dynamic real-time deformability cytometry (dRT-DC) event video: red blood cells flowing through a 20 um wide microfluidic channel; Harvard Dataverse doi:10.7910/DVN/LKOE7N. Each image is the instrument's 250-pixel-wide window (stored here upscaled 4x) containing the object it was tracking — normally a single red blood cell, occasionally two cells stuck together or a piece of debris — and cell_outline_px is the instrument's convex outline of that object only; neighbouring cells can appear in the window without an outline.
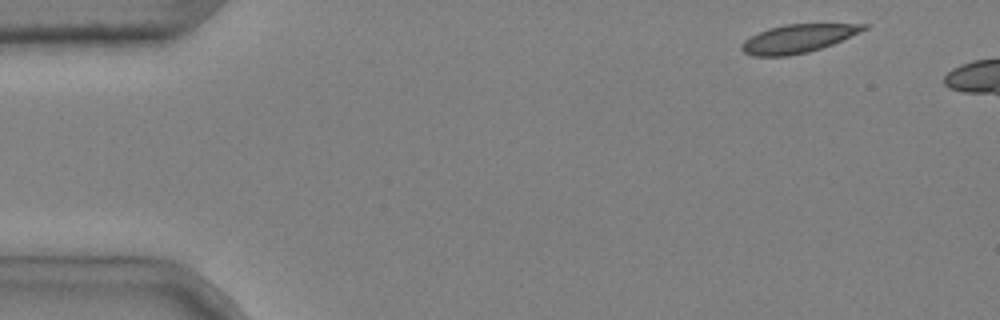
{"species": "common noctule bat (a hibernating species)", "species_latin": "Nyctalus noctula", "temperature_condition": "cold", "stored_images_in_passage": 3, "camera_frame_rate_fps": 3000, "um_per_image_px": 0.085, "animal": {"sex": "male", "body_mass_g": 20.4}, "frame": {"image": 1, "passage_image": 1, "time_ms": 0.0, "image_size_px": [1000, 320], "cell_outline_px": [[868, 28], [860, 32], [832, 44], [808, 52], [788, 56], [752, 56], [744, 52], [740, 48], [740, 44], [744, 40], [768, 28], [784, 24], [868, 24]], "centroid_in_image_um": [67.79, 3.28], "position_along_channel_um": 17.2, "area_um2": 20.0}}